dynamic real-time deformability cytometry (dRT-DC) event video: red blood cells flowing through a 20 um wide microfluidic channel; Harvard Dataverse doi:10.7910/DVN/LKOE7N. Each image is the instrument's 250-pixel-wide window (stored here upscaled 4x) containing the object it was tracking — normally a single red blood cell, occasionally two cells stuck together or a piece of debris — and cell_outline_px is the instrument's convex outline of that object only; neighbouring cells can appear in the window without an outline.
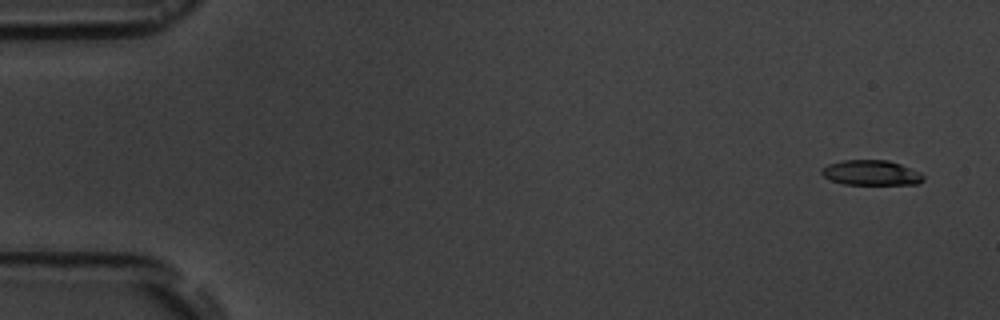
{"species": "common noctule bat (a hibernating species)", "species_latin": "Nyctalus noctula", "temperature_condition": "room temperature", "stored_images_in_passage": 15, "camera_frame_rate_fps": 3000, "um_per_image_px": 0.085, "animal": {"sex": "male", "body_mass_g": 19.5, "forearm_length_mm": 54.6}, "frame": {"image": 1, "passage_image": 1, "time_ms": 0.0, "image_size_px": [1000, 320], "cell_outline_px": [[924, 180], [916, 184], [844, 184], [832, 180], [824, 176], [820, 172], [820, 168], [828, 164], [844, 160], [888, 160], [900, 164], [920, 172], [924, 176]], "centroid_in_image_um": [74.04, 14.68], "position_along_channel_um": 11.0, "area_um2": 14.8}}
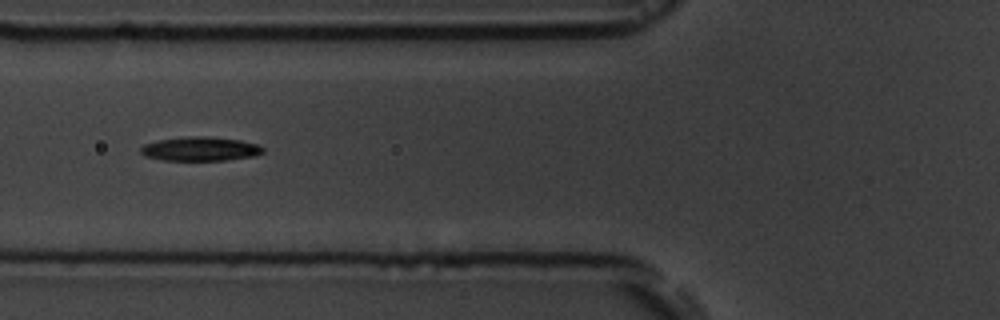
{"frame": {"image": 2, "passage_image": 6, "time_ms": 6.333, "image_size_px": [1000, 320], "cell_outline_px": [[264, 152], [252, 156], [224, 160], [164, 160], [144, 156], [140, 152], [140, 148], [144, 144], [160, 140], [188, 136], [208, 136], [240, 140], [256, 144], [264, 148]], "centroid_in_image_um": [17.0, 12.65], "position_along_channel_um": 108.8, "area_um2": 16.99}}
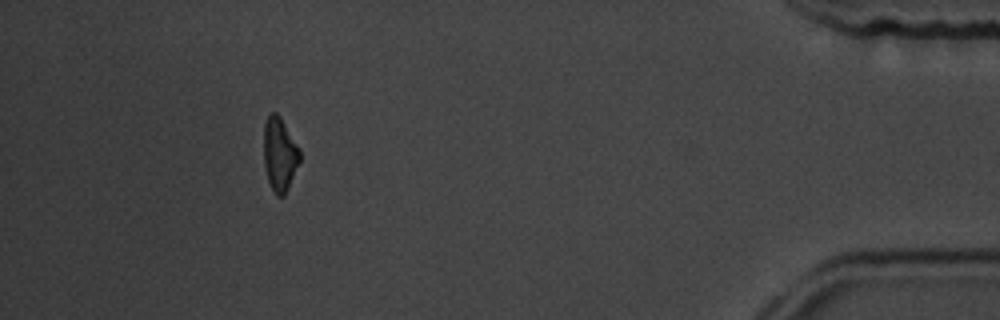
{"frame": {"image": 3, "passage_image": 14, "time_ms": 16.333, "image_size_px": [1000, 320], "cell_outline_px": [[300, 160], [288, 188], [284, 196], [276, 196], [268, 180], [264, 168], [264, 124], [268, 112], [276, 112], [280, 116], [300, 148]], "centroid_in_image_um": [23.76, 13.08], "position_along_channel_um": 411.4, "area_um2": 15.61}, "authors_computed_cell_mechanics": {"area_um2": 16.4152, "velocity_mm_per_s": 3.6233, "shape_relaxation_time_tau1_ms": 4.3294, "shape_relaxation_time_tau2_ms": 6.424, "deformation_change_tau1": 0.1354, "deformation_change_tau2": 0.1317}}